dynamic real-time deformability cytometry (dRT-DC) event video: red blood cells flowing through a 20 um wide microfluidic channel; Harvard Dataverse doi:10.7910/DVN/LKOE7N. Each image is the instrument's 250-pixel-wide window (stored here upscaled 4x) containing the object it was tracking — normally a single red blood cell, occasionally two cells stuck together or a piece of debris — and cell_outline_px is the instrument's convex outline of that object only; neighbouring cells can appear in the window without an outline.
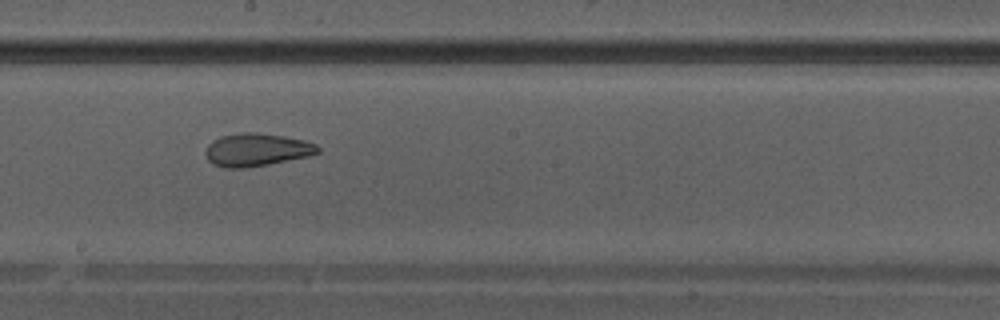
{"species": "Egyptian fruit bat (a non-hibernating species)", "species_latin": "Rousettus aegyptiacus", "temperature_condition": "warm", "stored_images_in_passage": 41, "camera_frame_rate_fps": 3000, "um_per_image_px": 0.085, "animal": {"sex": "male"}, "frame": {"image": 1, "passage_image": 24, "time_ms": 7.667, "image_size_px": [1000, 320], "cell_outline_px": [[320, 152], [312, 156], [268, 164], [244, 168], [224, 168], [212, 164], [208, 160], [204, 152], [208, 144], [212, 140], [220, 136], [240, 132], [256, 132], [284, 136], [304, 140], [316, 144], [320, 148]], "centroid_in_image_um": [21.81, 12.73], "position_along_channel_um": 226.4, "area_um2": 21.85}}